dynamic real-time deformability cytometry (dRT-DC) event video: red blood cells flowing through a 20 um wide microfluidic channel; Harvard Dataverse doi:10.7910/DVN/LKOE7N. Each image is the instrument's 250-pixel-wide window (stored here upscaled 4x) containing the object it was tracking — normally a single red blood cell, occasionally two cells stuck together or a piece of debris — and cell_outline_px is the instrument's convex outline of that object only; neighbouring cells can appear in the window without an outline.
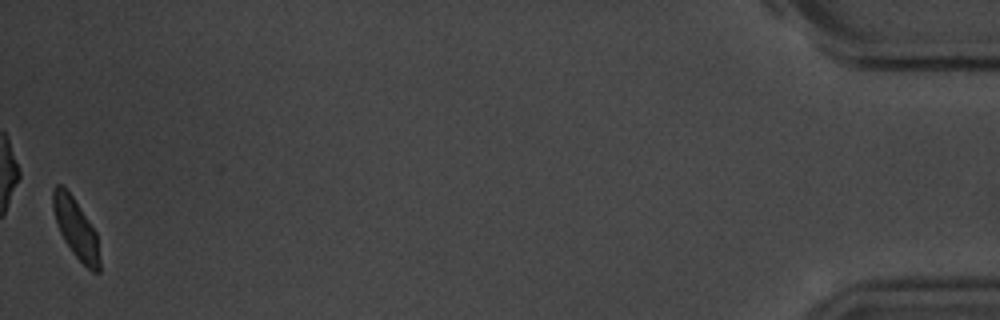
{"species": "common noctule bat (a hibernating species)", "species_latin": "Nyctalus noctula", "temperature_condition": "room temperature", "stored_images_in_passage": 57, "camera_frame_rate_fps": 3000, "um_per_image_px": 0.085, "animal": {"sex": "male", "body_mass_g": 20.1, "forearm_length_mm": 53.5}, "frame": {"image": 1, "passage_image": 57, "time_ms": 18.667, "image_size_px": [1000, 320], "cell_outline_px": [[100, 272], [92, 272], [72, 252], [64, 240], [60, 232], [52, 208], [52, 188], [56, 184], [60, 184], [72, 196], [96, 232], [100, 260]], "centroid_in_image_um": [6.44, 19.42], "position_along_channel_um": 428.8, "area_um2": 15.95}, "authors_computed_cell_mechanics": {"area_um2": 17.2244, "velocity_mm_per_s": 3.5725, "shape_relaxation_time_tau1_ms": 2.2812, "shape_relaxation_time_tau2_ms": 2.3665, "deformation_change_tau1": 0.0945, "deformation_change_tau2": 0.0503}}